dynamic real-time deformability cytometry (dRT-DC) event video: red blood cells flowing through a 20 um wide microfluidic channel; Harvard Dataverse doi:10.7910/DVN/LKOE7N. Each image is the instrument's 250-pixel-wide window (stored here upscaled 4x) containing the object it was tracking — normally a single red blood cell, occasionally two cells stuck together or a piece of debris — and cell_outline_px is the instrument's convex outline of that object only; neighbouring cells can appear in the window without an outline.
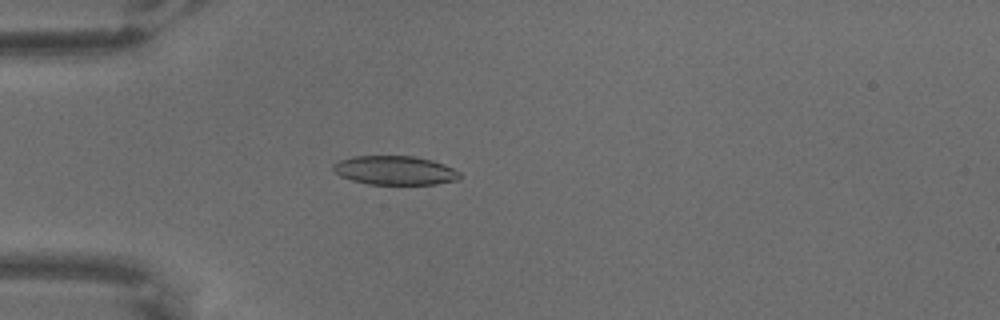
{"species": "common noctule bat (a hibernating species)", "species_latin": "Nyctalus noctula", "temperature_condition": "warm", "stored_images_in_passage": 65, "camera_frame_rate_fps": 3000, "um_per_image_px": 0.085, "animal": {"sex": "male", "body_mass_g": 18.8}, "frame": {"image": 1, "passage_image": 19, "time_ms": 6.0, "image_size_px": [1000, 320], "cell_outline_px": [[464, 176], [460, 180], [436, 184], [368, 184], [352, 180], [340, 176], [332, 168], [332, 164], [340, 160], [352, 156], [416, 156], [432, 160], [444, 164], [460, 172]], "centroid_in_image_um": [33.61, 14.48], "position_along_channel_um": 51.4, "area_um2": 21.56}}
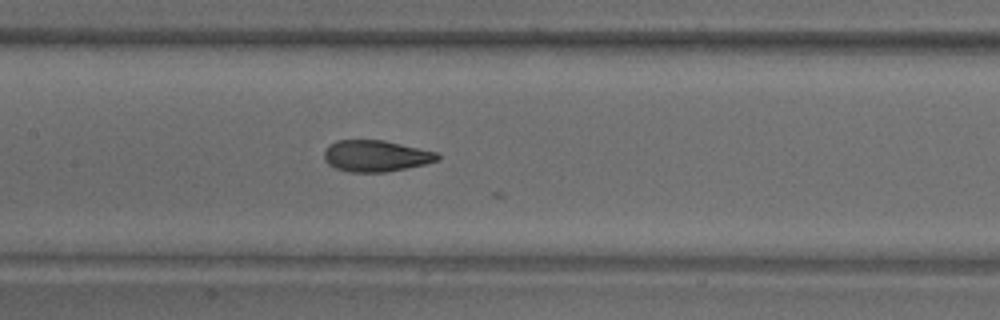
{"frame": {"image": 2, "passage_image": 32, "time_ms": 10.333, "image_size_px": [1000, 320], "cell_outline_px": [[440, 160], [424, 164], [384, 172], [348, 172], [336, 168], [328, 164], [324, 160], [324, 148], [328, 144], [336, 140], [384, 140], [436, 152], [440, 156]], "centroid_in_image_um": [31.9, 13.25], "position_along_channel_um": 175.5, "area_um2": 20.75}}
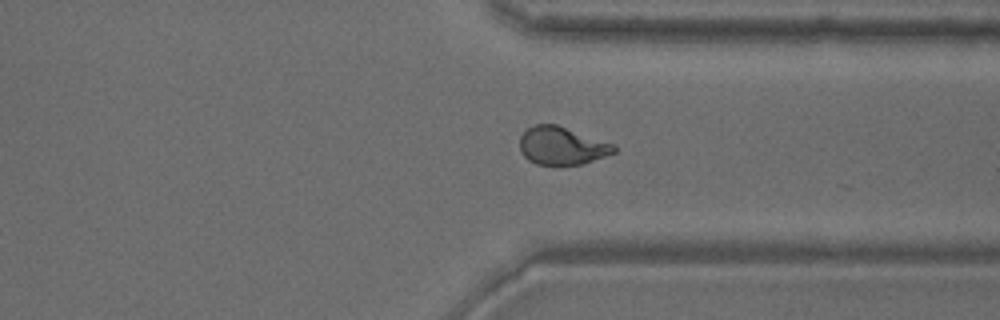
{"frame": {"image": 3, "passage_image": 50, "time_ms": 16.333, "image_size_px": [1000, 320], "cell_outline_px": [[616, 152], [584, 164], [556, 168], [536, 164], [528, 160], [520, 152], [520, 136], [528, 128], [536, 124], [556, 124], [616, 144]], "centroid_in_image_um": [47.77, 12.44], "position_along_channel_um": 363.6, "area_um2": 21.56}}